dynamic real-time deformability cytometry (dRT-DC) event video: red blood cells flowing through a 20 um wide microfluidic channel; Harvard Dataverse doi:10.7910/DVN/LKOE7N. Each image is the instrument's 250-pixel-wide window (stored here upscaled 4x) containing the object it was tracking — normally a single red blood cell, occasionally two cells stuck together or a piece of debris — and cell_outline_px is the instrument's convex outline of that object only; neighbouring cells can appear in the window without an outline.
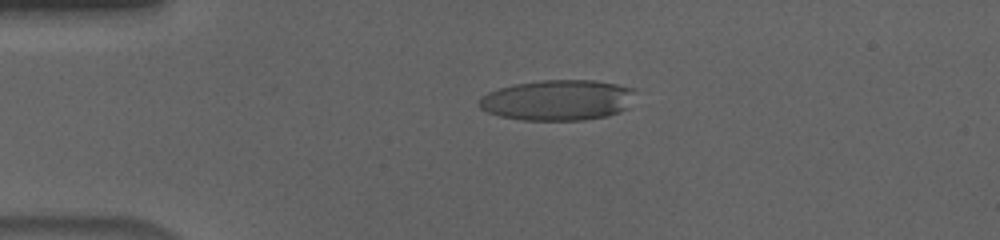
{"species": "human", "species_latin": "Homo sapiens", "temperature_condition": "cold", "stored_images_in_passage": 56, "camera_frame_rate_fps": 3000, "um_per_image_px": 0.085, "donor": {"sex": "male"}, "frame": {"image": 1, "passage_image": 13, "time_ms": 4.0, "image_size_px": [1000, 240], "cell_outline_px": [[632, 92], [628, 108], [620, 112], [608, 116], [584, 120], [520, 120], [500, 116], [488, 112], [480, 108], [480, 96], [488, 92], [512, 84], [540, 80], [596, 80], [616, 84], [632, 88]], "centroid_in_image_um": [47.38, 8.51], "position_along_channel_um": 37.6, "area_um2": 36.93}}
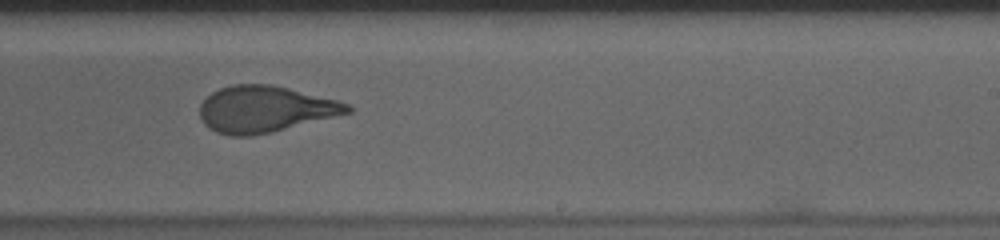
{"frame": {"image": 2, "passage_image": 35, "time_ms": 11.333, "image_size_px": [1000, 240], "cell_outline_px": [[352, 112], [272, 132], [252, 136], [228, 136], [216, 132], [208, 128], [204, 124], [200, 116], [200, 104], [212, 92], [220, 88], [232, 84], [268, 84], [288, 88], [336, 100], [348, 104], [352, 108]], "centroid_in_image_um": [22.48, 9.29], "position_along_channel_um": 266.5, "area_um2": 39.77}}
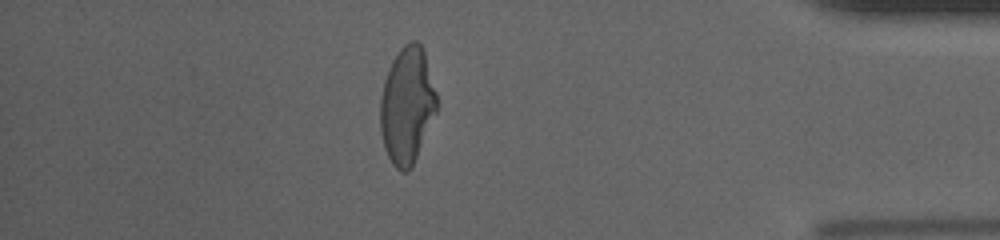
{"frame": {"image": 3, "passage_image": 49, "time_ms": 16.0, "image_size_px": [1000, 240], "cell_outline_px": [[440, 104], [412, 168], [408, 172], [400, 172], [392, 164], [384, 148], [380, 132], [380, 100], [384, 80], [388, 68], [392, 60], [400, 48], [404, 44], [412, 40], [416, 40], [420, 44], [424, 52]], "centroid_in_image_um": [34.6, 8.99], "position_along_channel_um": 400.6, "area_um2": 38.9}, "authors_computed_cell_mechanics": {"area_um2": 39.2173, "velocity_mm_per_s": 3.6461, "shape_relaxation_time_tau1_ms": 9.2261, "shape_relaxation_time_tau2_ms": 0.9933, "deformation_change_tau1": 0.3012, "deformation_change_tau2": 0.0842}}